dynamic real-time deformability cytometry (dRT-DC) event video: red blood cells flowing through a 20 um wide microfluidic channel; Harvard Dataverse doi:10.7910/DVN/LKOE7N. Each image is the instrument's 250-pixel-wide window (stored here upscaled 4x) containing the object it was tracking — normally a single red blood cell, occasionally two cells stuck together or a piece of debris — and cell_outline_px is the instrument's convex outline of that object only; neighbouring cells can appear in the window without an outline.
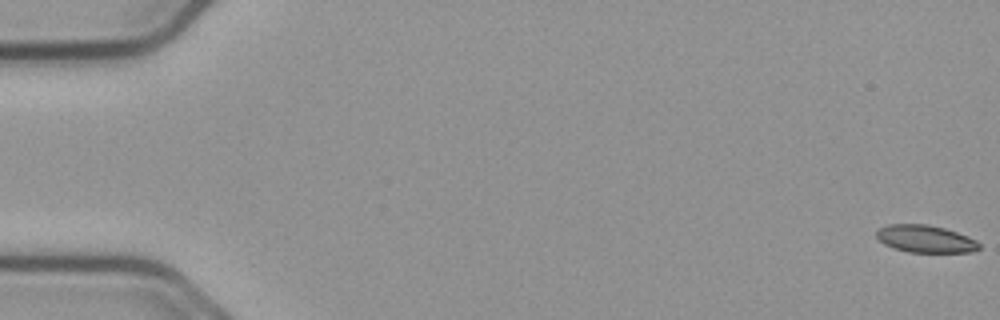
{"species": "common noctule bat (a hibernating species)", "species_latin": "Nyctalus noctula", "temperature_condition": "cold", "stored_images_in_passage": 56, "camera_frame_rate_fps": 3000, "um_per_image_px": 0.085, "animal": {"sex": "male", "body_mass_g": 23.1, "forearm_length_mm": 52.7}, "frame": {"image": 1, "passage_image": 1, "time_ms": 0.0, "image_size_px": [1000, 320], "cell_outline_px": [[980, 248], [972, 252], [908, 252], [884, 244], [876, 236], [876, 232], [880, 228], [888, 224], [928, 224], [944, 228], [968, 236], [976, 240], [980, 244]], "centroid_in_image_um": [78.68, 20.3], "position_along_channel_um": 6.3, "area_um2": 16.3}}
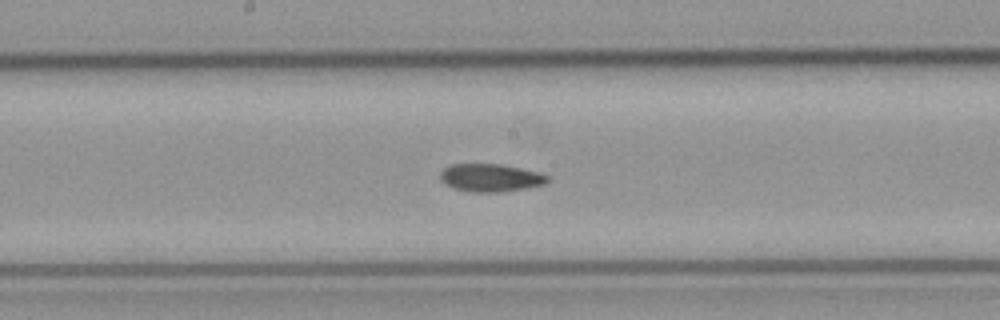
{"frame": {"image": 2, "passage_image": 30, "time_ms": 9.667, "image_size_px": [1000, 320], "cell_outline_px": [[548, 180], [544, 184], [528, 188], [500, 192], [472, 192], [456, 188], [444, 184], [440, 180], [440, 172], [448, 164], [500, 164], [540, 172], [548, 176]], "centroid_in_image_um": [41.68, 15.1], "position_along_channel_um": 206.5, "area_um2": 17.46}}
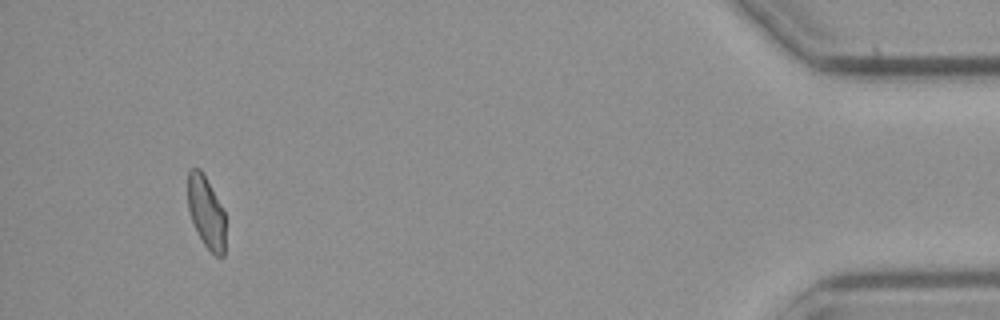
{"frame": {"image": 3, "passage_image": 53, "time_ms": 17.333, "image_size_px": [1000, 320], "cell_outline_px": [[224, 256], [216, 256], [204, 244], [192, 220], [188, 208], [188, 172], [192, 168], [200, 168], [224, 212]], "centroid_in_image_um": [17.51, 18.03], "position_along_channel_um": 417.7, "area_um2": 15.2}, "authors_computed_cell_mechanics": {"area_um2": 17.2244, "velocity_mm_per_s": 3.73, "shape_relaxation_time_tau1_ms": null, "shape_relaxation_time_tau2_ms": 3.8266, "deformation_change_tau1": null, "deformation_change_tau2": 0.0837}}